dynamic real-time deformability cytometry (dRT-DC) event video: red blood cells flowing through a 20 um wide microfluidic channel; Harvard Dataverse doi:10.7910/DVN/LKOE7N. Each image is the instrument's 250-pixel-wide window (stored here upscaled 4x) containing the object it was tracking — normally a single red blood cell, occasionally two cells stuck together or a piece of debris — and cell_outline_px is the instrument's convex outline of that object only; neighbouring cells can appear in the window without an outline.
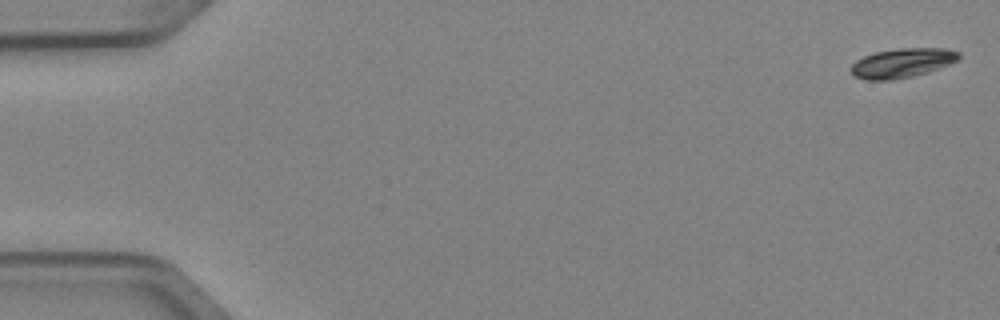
{"species": "Egyptian fruit bat (a non-hibernating species)", "species_latin": "Rousettus aegyptiacus", "temperature_condition": "cold", "stored_images_in_passage": 4, "camera_frame_rate_fps": 3000, "um_per_image_px": 0.085, "animal": {"sex": "female"}, "frame": {"image": 1, "passage_image": 1, "time_ms": 0.0, "image_size_px": [1000, 320], "cell_outline_px": [[960, 60], [928, 72], [912, 76], [888, 80], [868, 80], [852, 76], [848, 68], [856, 60], [864, 56], [876, 52], [900, 48], [948, 48], [960, 52]], "centroid_in_image_um": [76.68, 5.35], "position_along_channel_um": 8.3, "area_um2": 18.61}}